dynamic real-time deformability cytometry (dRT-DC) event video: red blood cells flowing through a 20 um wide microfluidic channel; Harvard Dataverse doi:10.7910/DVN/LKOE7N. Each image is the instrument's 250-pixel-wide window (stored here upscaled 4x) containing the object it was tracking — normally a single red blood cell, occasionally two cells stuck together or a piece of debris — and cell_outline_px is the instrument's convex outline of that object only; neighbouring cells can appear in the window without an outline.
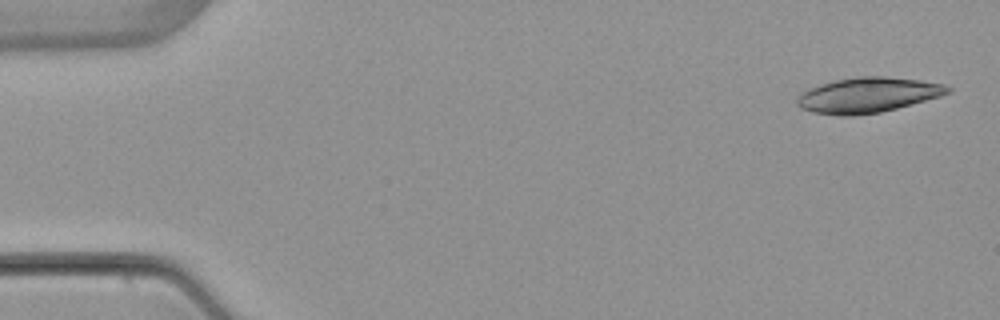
{"species": "common noctule bat (a hibernating species)", "species_latin": "Nyctalus noctula", "temperature_condition": "warm", "stored_images_in_passage": 4, "camera_frame_rate_fps": 3000, "um_per_image_px": 0.085, "animal": {"sex": "female", "body_mass_g": 22.7, "forearm_length_mm": 54.2}, "frame": {"image": 1, "passage_image": 1, "time_ms": 0.0, "image_size_px": [1000, 320], "cell_outline_px": [[952, 92], [940, 96], [896, 108], [880, 112], [852, 116], [840, 116], [812, 112], [800, 108], [796, 104], [796, 100], [804, 92], [820, 84], [836, 80], [856, 76], [884, 76], [920, 80], [944, 84], [952, 88]], "centroid_in_image_um": [73.78, 8.08], "position_along_channel_um": 11.2, "area_um2": 30.75}}
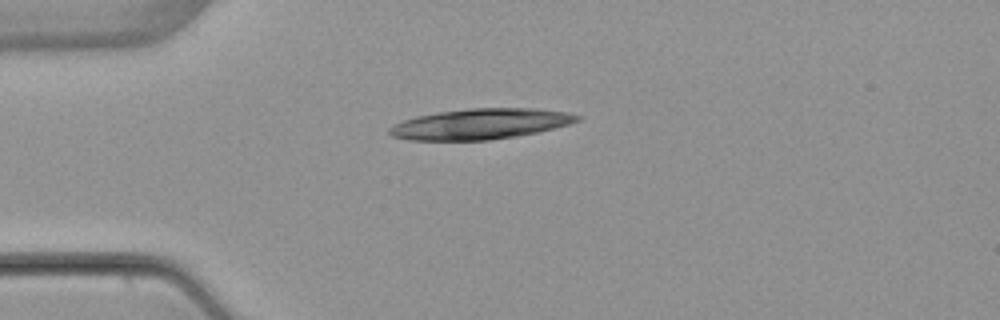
{"frame": {"image": 2, "passage_image": 4, "time_ms": 3.667, "image_size_px": [1000, 320], "cell_outline_px": [[580, 120], [568, 124], [536, 132], [516, 136], [488, 140], [408, 140], [392, 136], [388, 132], [388, 128], [404, 120], [416, 116], [440, 112], [468, 108], [536, 108], [568, 112], [580, 116]], "centroid_in_image_um": [40.82, 10.53], "position_along_channel_um": 44.2, "area_um2": 33.23}}